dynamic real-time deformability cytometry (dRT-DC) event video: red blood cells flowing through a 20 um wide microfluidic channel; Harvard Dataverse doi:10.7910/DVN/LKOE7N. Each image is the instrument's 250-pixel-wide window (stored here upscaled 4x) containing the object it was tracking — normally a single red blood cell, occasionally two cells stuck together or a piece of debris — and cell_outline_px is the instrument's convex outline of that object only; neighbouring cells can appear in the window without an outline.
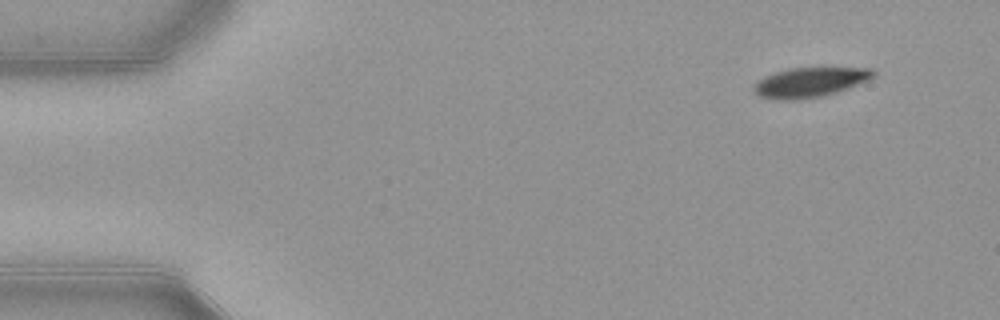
{"species": "common noctule bat (a hibernating species)", "species_latin": "Nyctalus noctula", "temperature_condition": "warm", "stored_images_in_passage": 49, "camera_frame_rate_fps": 3000, "um_per_image_px": 0.085, "animal": {"sex": "female", "body_mass_g": 21.9}, "frame": {"image": 1, "passage_image": 1, "time_ms": 0.0, "image_size_px": [1000, 320], "cell_outline_px": [[876, 76], [868, 80], [836, 92], [824, 96], [792, 100], [776, 100], [756, 96], [752, 92], [752, 84], [764, 76], [788, 68], [872, 68], [876, 72]], "centroid_in_image_um": [68.77, 7.0], "position_along_channel_um": 16.2, "area_um2": 20.92}}
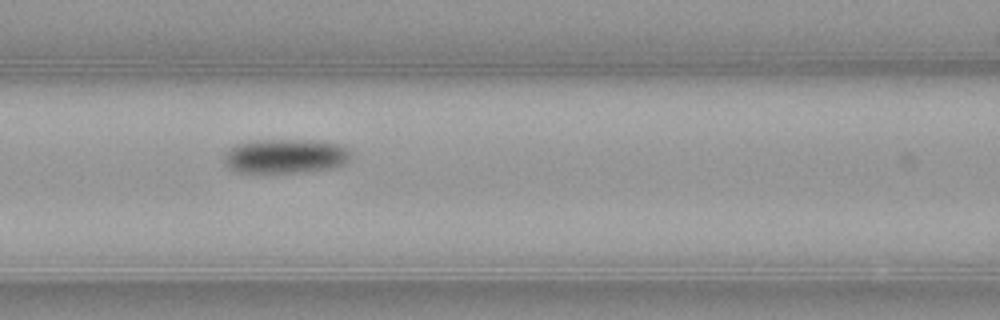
{"frame": {"image": 2, "passage_image": 19, "time_ms": 6.0, "image_size_px": [1000, 320], "cell_outline_px": [[352, 152], [348, 160], [344, 164], [328, 168], [300, 172], [236, 172], [228, 168], [224, 164], [224, 156], [232, 144], [252, 140], [312, 140], [336, 144], [348, 148]], "centroid_in_image_um": [24.19, 13.26], "position_along_channel_um": 142.4, "area_um2": 25.43}}
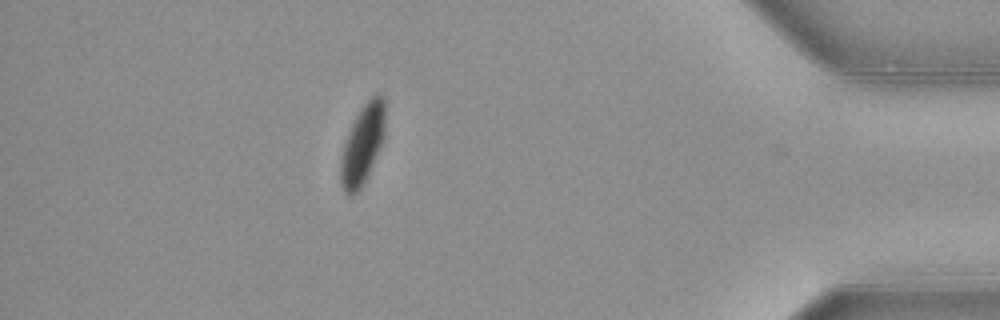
{"frame": {"image": 3, "passage_image": 43, "time_ms": 14.0, "image_size_px": [1000, 320], "cell_outline_px": [[384, 140], [368, 176], [360, 188], [352, 196], [348, 196], [344, 192], [340, 184], [340, 164], [344, 144], [352, 124], [360, 108], [376, 92], [380, 92], [384, 96]], "centroid_in_image_um": [30.82, 12.29], "position_along_channel_um": 404.4, "area_um2": 20.75}, "authors_computed_cell_mechanics": {"area_um2": 23.0622, "velocity_mm_per_s": 3.8902, "shape_relaxation_time_tau1_ms": 3.1384, "shape_relaxation_time_tau2_ms": null, "deformation_change_tau1": 0.1355, "deformation_change_tau2": null}}